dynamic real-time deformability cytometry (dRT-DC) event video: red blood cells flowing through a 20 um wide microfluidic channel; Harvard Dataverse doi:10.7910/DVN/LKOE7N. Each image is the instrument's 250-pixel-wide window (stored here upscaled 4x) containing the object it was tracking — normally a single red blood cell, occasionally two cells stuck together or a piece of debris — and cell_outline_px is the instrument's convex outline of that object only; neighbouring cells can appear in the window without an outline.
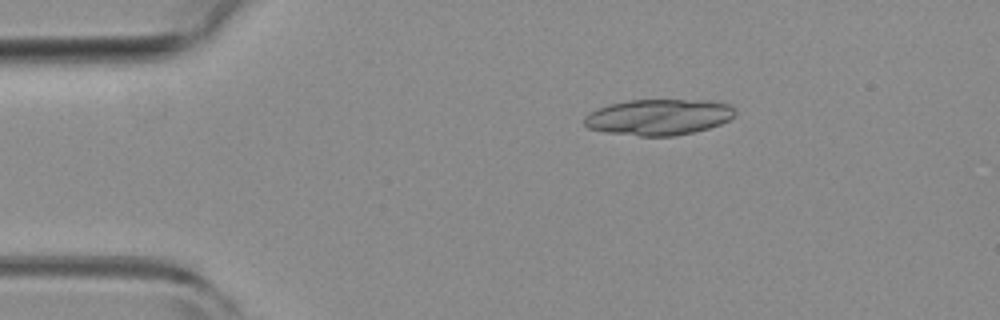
{"species": "common noctule bat (a hibernating species)", "species_latin": "Nyctalus noctula", "temperature_condition": "room temperature", "stored_images_in_passage": 4, "camera_frame_rate_fps": 3000, "um_per_image_px": 0.085, "animal": {"sex": "female", "body_mass_g": 19.3, "forearm_length_mm": 54.1}, "frame": {"image": 1, "passage_image": 3, "time_ms": 0.667, "image_size_px": [1000, 320], "cell_outline_px": [[736, 116], [720, 124], [708, 128], [676, 136], [640, 136], [604, 132], [588, 128], [584, 124], [584, 116], [588, 112], [596, 108], [608, 104], [628, 100], [712, 100], [732, 104], [736, 112]], "centroid_in_image_um": [55.99, 9.94], "position_along_channel_um": 29.0, "area_um2": 32.08}}